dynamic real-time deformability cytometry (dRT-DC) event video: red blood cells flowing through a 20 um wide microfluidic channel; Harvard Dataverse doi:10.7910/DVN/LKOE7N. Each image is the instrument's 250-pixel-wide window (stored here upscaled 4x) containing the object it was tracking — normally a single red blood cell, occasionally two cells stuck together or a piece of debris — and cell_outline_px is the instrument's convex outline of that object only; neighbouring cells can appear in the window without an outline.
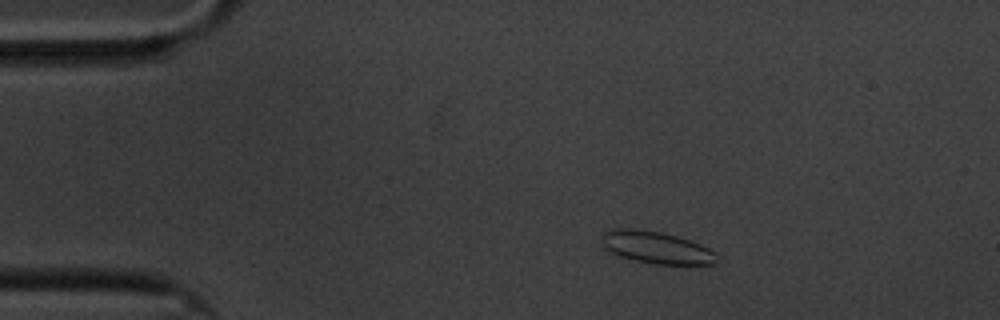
{"species": "common noctule bat (a hibernating species)", "species_latin": "Nyctalus noctula", "temperature_condition": "cold", "stored_images_in_passage": 51, "camera_frame_rate_fps": 3000, "um_per_image_px": 0.085, "animal": {"sex": "male", "body_mass_g": 20.1, "forearm_length_mm": 53.5}, "frame": {"image": 1, "passage_image": 2, "time_ms": 0.333, "image_size_px": [1000, 320], "cell_outline_px": [[716, 264], [652, 264], [620, 256], [604, 248], [604, 232], [616, 228], [628, 228], [660, 232], [676, 236], [688, 240], [708, 248], [716, 252]], "centroid_in_image_um": [55.81, 21.04], "position_along_channel_um": 29.2, "area_um2": 21.04}}
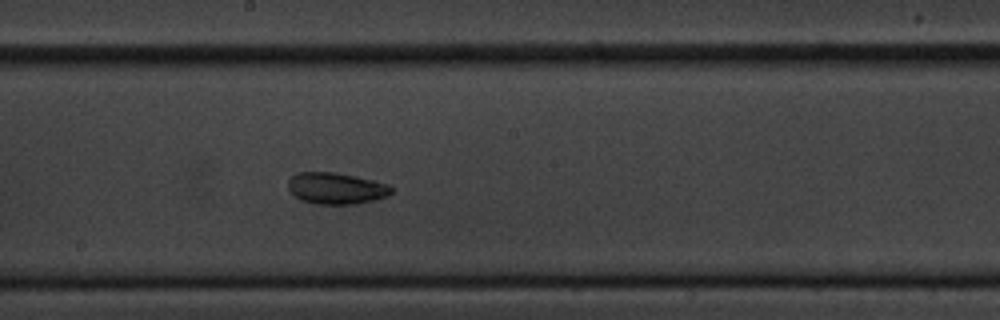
{"frame": {"image": 2, "passage_image": 24, "time_ms": 7.667, "image_size_px": [1000, 320], "cell_outline_px": [[396, 188], [388, 196], [356, 204], [316, 204], [300, 200], [288, 188], [288, 180], [296, 172], [336, 172], [372, 180], [388, 184]], "centroid_in_image_um": [28.58, 16.0], "position_along_channel_um": 219.6, "area_um2": 19.02}}
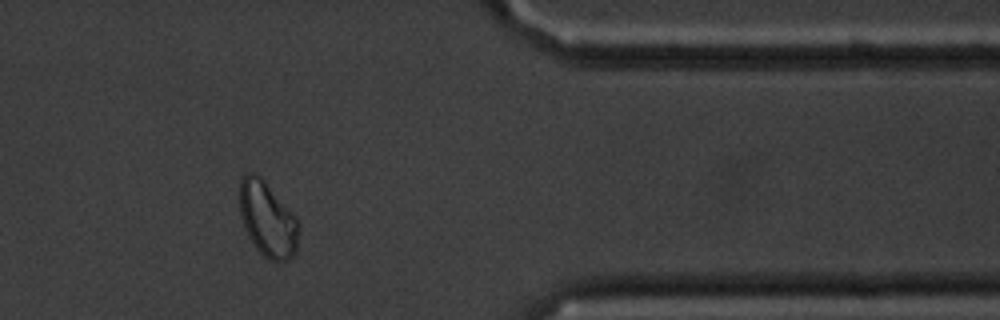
{"frame": {"image": 3, "passage_image": 41, "time_ms": 13.333, "image_size_px": [1000, 320], "cell_outline_px": [[300, 224], [296, 252], [288, 260], [268, 260], [256, 248], [248, 236], [240, 216], [240, 176], [248, 172], [256, 172], [264, 180], [296, 216]], "centroid_in_image_um": [22.74, 18.61], "position_along_channel_um": 388.7, "area_um2": 26.01}, "authors_computed_cell_mechanics": {"area_um2": 20.23, "velocity_mm_per_s": 3.3255, "shape_relaxation_time_tau1_ms": 6.777, "shape_relaxation_time_tau2_ms": 4.0406, "deformation_change_tau1": 0.091, "deformation_change_tau2": 0.0818}}